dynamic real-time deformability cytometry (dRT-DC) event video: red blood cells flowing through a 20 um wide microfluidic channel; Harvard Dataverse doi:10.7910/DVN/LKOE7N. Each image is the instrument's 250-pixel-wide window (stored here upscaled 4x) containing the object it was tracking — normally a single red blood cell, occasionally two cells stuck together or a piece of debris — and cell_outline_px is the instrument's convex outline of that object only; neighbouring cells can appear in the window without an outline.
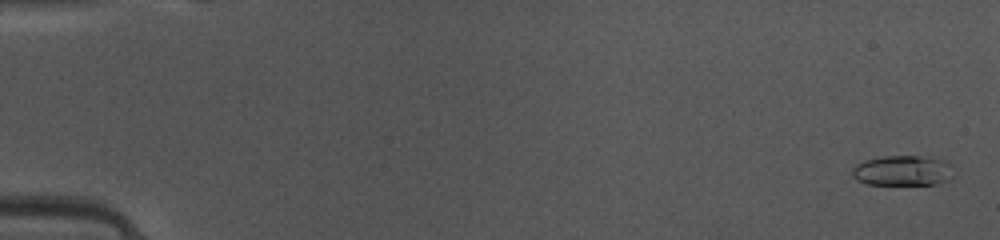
{"species": "common noctule bat (a hibernating species)", "species_latin": "Nyctalus noctula", "temperature_condition": "warm", "stored_images_in_passage": 49, "camera_frame_rate_fps": 3000, "um_per_image_px": 0.085, "animal": {"sex": "female", "body_mass_g": 10.0, "forearm_length_mm": 53.1}, "frame": {"image": 1, "passage_image": 2, "time_ms": 0.333, "image_size_px": [1000, 240], "cell_outline_px": [[956, 176], [948, 180], [936, 184], [868, 184], [856, 180], [852, 176], [852, 168], [856, 164], [864, 160], [880, 156], [932, 156], [948, 160], [952, 164]], "centroid_in_image_um": [76.81, 14.48], "position_along_channel_um": 8.2, "area_um2": 18.5}}
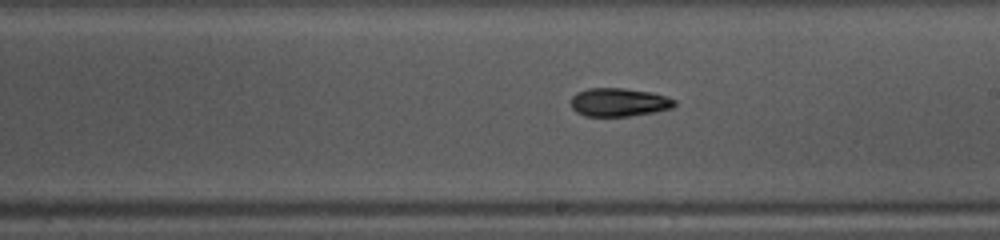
{"frame": {"image": 2, "passage_image": 29, "time_ms": 9.333, "image_size_px": [1000, 240], "cell_outline_px": [[676, 104], [672, 108], [652, 112], [628, 116], [584, 116], [576, 112], [572, 108], [572, 96], [576, 92], [588, 88], [624, 88], [652, 92], [676, 100]], "centroid_in_image_um": [52.59, 8.68], "position_along_channel_um": 236.4, "area_um2": 17.11}}
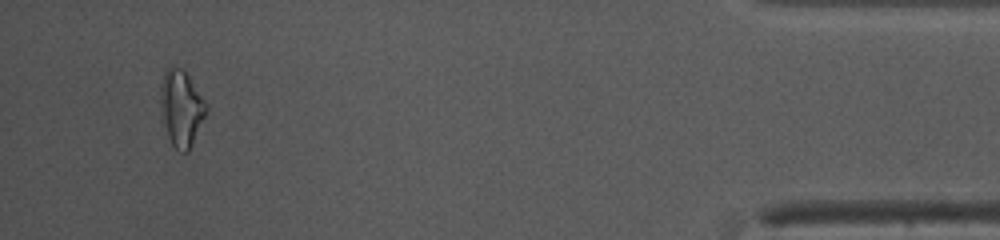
{"frame": {"image": 3, "passage_image": 47, "time_ms": 15.333, "image_size_px": [1000, 240], "cell_outline_px": [[208, 112], [188, 152], [184, 152], [176, 148], [172, 144], [168, 136], [160, 104], [160, 84], [164, 72], [172, 64], [184, 68], [208, 104]], "centroid_in_image_um": [15.44, 9.12], "position_along_channel_um": 419.8, "area_um2": 20.52}, "authors_computed_cell_mechanics": {"area_um2": 17.1666, "velocity_mm_per_s": 4.1273, "shape_relaxation_time_tau1_ms": 4.6346, "shape_relaxation_time_tau2_ms": null, "deformation_change_tau1": 0.1544, "deformation_change_tau2": null}}